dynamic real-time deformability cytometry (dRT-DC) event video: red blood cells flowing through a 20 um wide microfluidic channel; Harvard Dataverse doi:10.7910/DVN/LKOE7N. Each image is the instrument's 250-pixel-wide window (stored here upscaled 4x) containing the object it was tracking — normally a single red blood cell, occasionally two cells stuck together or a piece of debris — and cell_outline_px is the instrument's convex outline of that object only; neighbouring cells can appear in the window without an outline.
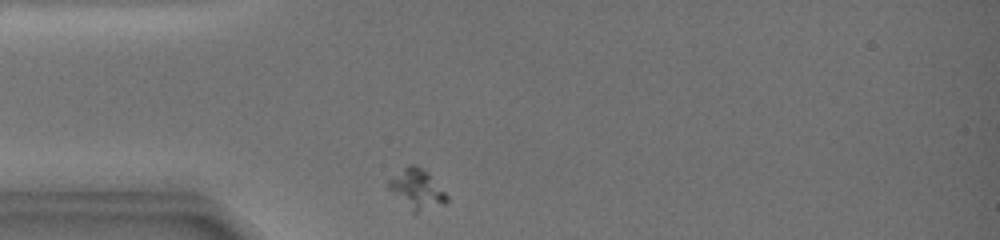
{"species": "common noctule bat (a hibernating species)", "species_latin": "Nyctalus noctula", "temperature_condition": "warm", "stored_images_in_passage": 41, "camera_frame_rate_fps": 3000, "um_per_image_px": 0.085, "animal": {"sex": "female", "body_mass_g": 19.0, "forearm_length_mm": 51.5}, "frame": {"image": 1, "passage_image": 1, "time_ms": 0.0, "image_size_px": [1000, 240], "cell_outline_px": [[448, 200], [444, 204], [416, 212], [412, 212], [384, 184], [388, 180], [408, 164], [416, 164], [428, 172], [448, 196]], "centroid_in_image_um": [35.41, 16.04], "position_along_channel_um": 49.6, "area_um2": 13.35}}
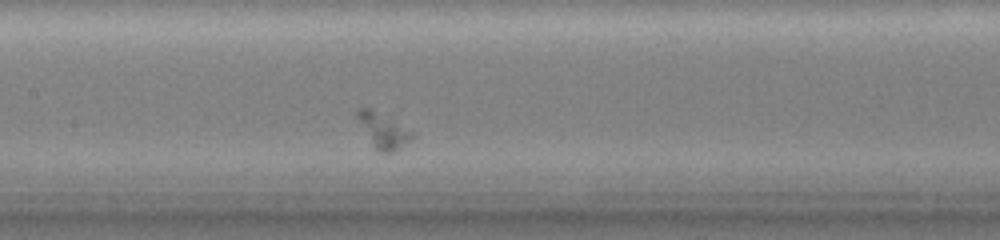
{"frame": {"image": 2, "passage_image": 14, "time_ms": 4.333, "image_size_px": [1000, 240], "cell_outline_px": [[416, 136], [412, 140], [392, 152], [380, 152], [376, 148], [356, 120], [356, 112], [360, 108], [368, 108], [416, 132]], "centroid_in_image_um": [32.61, 11.11], "position_along_channel_um": 174.8, "area_um2": 10.92}}
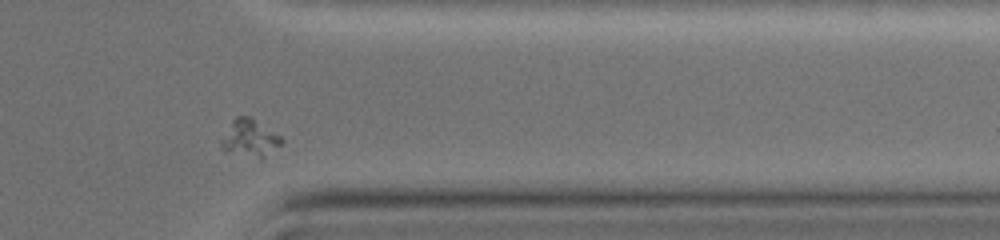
{"frame": {"image": 3, "passage_image": 35, "time_ms": 11.0, "image_size_px": [1000, 240], "cell_outline_px": [[284, 140], [280, 144], [260, 160], [220, 148], [220, 140], [232, 120], [236, 116], [252, 116], [280, 136]], "centroid_in_image_um": [21.22, 11.72], "position_along_channel_um": 390.2, "area_um2": 13.01}}